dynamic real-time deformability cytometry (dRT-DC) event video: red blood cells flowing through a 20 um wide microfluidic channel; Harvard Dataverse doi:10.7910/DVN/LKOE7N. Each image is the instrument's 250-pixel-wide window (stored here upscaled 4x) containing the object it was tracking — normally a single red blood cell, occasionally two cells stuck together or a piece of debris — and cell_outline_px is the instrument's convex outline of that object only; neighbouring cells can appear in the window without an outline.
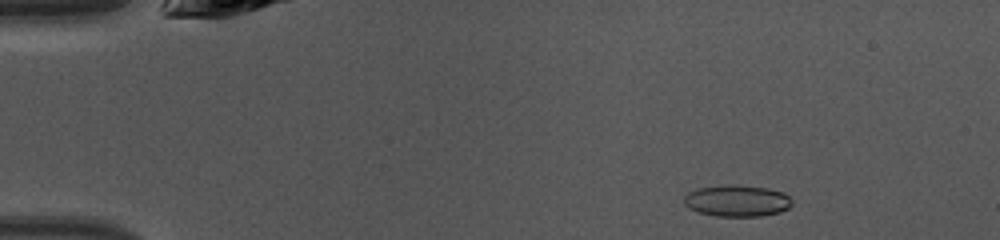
{"species": "common noctule bat (a hibernating species)", "species_latin": "Nyctalus noctula", "temperature_condition": "warm", "stored_images_in_passage": 15, "camera_frame_rate_fps": 3000, "um_per_image_px": 0.085, "animal": {"sex": "female", "body_mass_g": 10.0, "forearm_length_mm": 53.1}, "frame": {"image": 1, "passage_image": 7, "time_ms": 2.0, "image_size_px": [1000, 240], "cell_outline_px": [[792, 204], [788, 208], [780, 212], [760, 216], [716, 216], [696, 212], [688, 208], [684, 204], [684, 196], [688, 192], [696, 188], [724, 184], [736, 184], [768, 188], [784, 192], [792, 200]], "centroid_in_image_um": [62.62, 17.05], "position_along_channel_um": 22.4, "area_um2": 20.23}}